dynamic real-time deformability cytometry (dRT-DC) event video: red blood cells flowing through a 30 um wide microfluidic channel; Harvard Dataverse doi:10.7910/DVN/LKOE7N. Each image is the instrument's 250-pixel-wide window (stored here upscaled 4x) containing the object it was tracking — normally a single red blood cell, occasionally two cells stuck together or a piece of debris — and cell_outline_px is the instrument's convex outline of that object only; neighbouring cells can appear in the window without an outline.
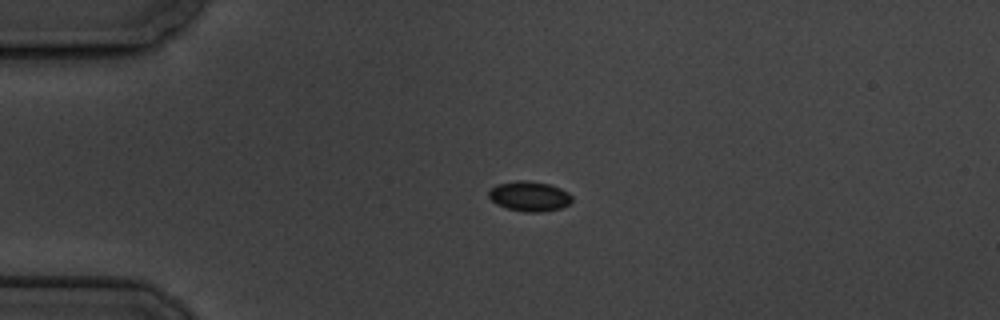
{"species": "common noctule bat (a hibernating species)", "species_latin": "Nyctalus noctula", "temperature_condition": "cold", "stored_images_in_passage": 4, "camera_frame_rate_fps": 3000, "um_per_image_px": 0.085, "animal": {"sex": "male", "body_mass_g": 19.5, "forearm_length_mm": 54.6}, "frame": {"image": 1, "passage_image": 3, "time_ms": 2.333, "image_size_px": [1000, 320], "cell_outline_px": [[572, 200], [568, 204], [560, 208], [540, 212], [524, 212], [504, 208], [496, 204], [488, 196], [488, 192], [496, 184], [516, 180], [524, 180], [548, 184], [560, 188], [568, 192], [572, 196]], "centroid_in_image_um": [44.97, 16.68], "position_along_channel_um": 40.0, "area_um2": 14.57}}